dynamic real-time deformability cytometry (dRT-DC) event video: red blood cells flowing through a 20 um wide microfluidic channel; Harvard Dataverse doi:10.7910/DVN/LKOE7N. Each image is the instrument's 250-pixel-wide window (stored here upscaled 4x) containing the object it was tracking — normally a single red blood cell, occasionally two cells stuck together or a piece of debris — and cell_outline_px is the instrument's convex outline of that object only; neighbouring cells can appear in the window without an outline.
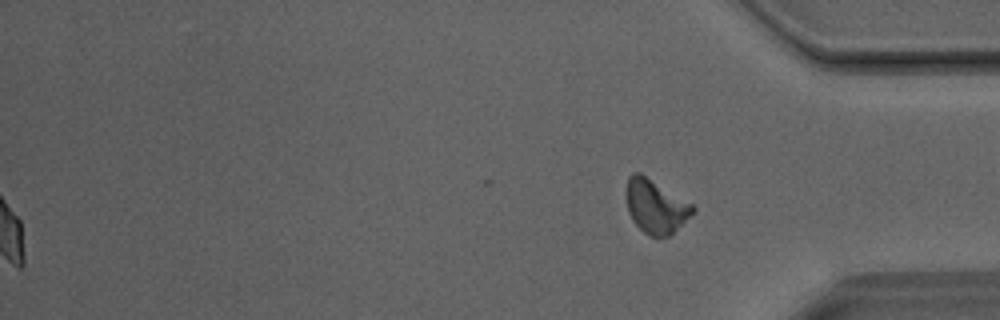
{"species": "Egyptian fruit bat (a non-hibernating species)", "species_latin": "Rousettus aegyptiacus", "temperature_condition": "room temperature", "stored_images_in_passage": 42, "segment_of_instrument_passage": [2, 2], "camera_frame_rate_fps": 3000, "um_per_image_px": 0.085, "animal": {"sex": "male"}, "frame": {"image": 1, "passage_image": 42, "time_ms": 13.667, "image_size_px": [1000, 320], "cell_outline_px": [[696, 208], [668, 236], [652, 236], [644, 232], [632, 220], [628, 212], [628, 176], [632, 172], [640, 172], [692, 204]], "centroid_in_image_um": [55.7, 17.52], "position_along_channel_um": 379.5, "area_um2": 20.0}}